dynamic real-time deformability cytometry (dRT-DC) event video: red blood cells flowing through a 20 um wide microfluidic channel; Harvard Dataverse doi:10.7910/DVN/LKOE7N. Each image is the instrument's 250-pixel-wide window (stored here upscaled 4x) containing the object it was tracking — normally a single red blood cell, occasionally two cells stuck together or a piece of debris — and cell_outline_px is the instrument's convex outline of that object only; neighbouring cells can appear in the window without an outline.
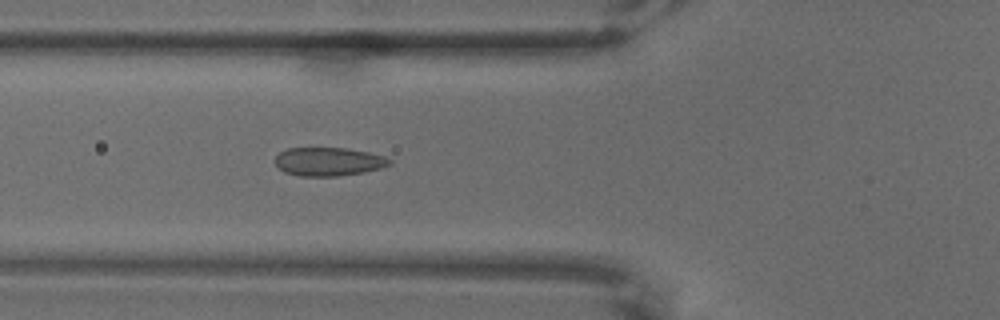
{"species": "common noctule bat (a hibernating species)", "species_latin": "Nyctalus noctula", "temperature_condition": "warm", "stored_images_in_passage": 7, "camera_frame_rate_fps": 3000, "um_per_image_px": 0.085, "animal": {"sex": "male", "body_mass_g": 18.8}, "frame": {"image": 1, "passage_image": 7, "time_ms": 2.0, "image_size_px": [1000, 320], "cell_outline_px": [[392, 164], [380, 168], [364, 172], [340, 176], [300, 176], [284, 172], [276, 164], [276, 156], [280, 152], [288, 148], [348, 148], [368, 152], [384, 156], [392, 160]], "centroid_in_image_um": [27.95, 13.74], "position_along_channel_um": 97.8, "area_um2": 19.02}}